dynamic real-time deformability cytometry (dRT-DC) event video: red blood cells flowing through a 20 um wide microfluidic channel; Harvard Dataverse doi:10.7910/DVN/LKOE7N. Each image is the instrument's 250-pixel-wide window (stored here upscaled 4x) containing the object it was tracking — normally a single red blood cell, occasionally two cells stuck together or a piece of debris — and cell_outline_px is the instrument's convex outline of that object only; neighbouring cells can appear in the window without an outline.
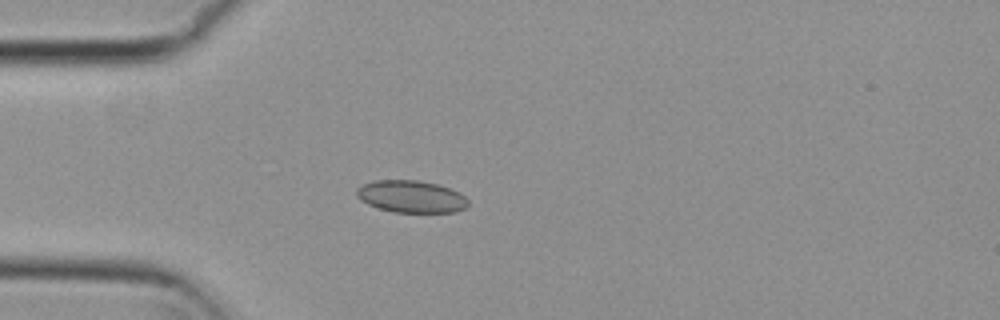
{"species": "common noctule bat (a hibernating species)", "species_latin": "Nyctalus noctula", "temperature_condition": "cold", "stored_images_in_passage": 3, "camera_frame_rate_fps": 3000, "um_per_image_px": 0.085, "animal": {"sex": "female", "body_mass_g": 29.2, "forearm_length_mm": 56.3}, "frame": {"image": 1, "passage_image": 3, "time_ms": 0.667, "image_size_px": [1000, 320], "cell_outline_px": [[468, 204], [464, 208], [456, 212], [392, 212], [376, 208], [360, 200], [356, 196], [356, 188], [364, 184], [376, 180], [416, 180], [436, 184], [460, 192], [468, 200]], "centroid_in_image_um": [34.92, 16.71], "position_along_channel_um": 50.1, "area_um2": 20.92}}